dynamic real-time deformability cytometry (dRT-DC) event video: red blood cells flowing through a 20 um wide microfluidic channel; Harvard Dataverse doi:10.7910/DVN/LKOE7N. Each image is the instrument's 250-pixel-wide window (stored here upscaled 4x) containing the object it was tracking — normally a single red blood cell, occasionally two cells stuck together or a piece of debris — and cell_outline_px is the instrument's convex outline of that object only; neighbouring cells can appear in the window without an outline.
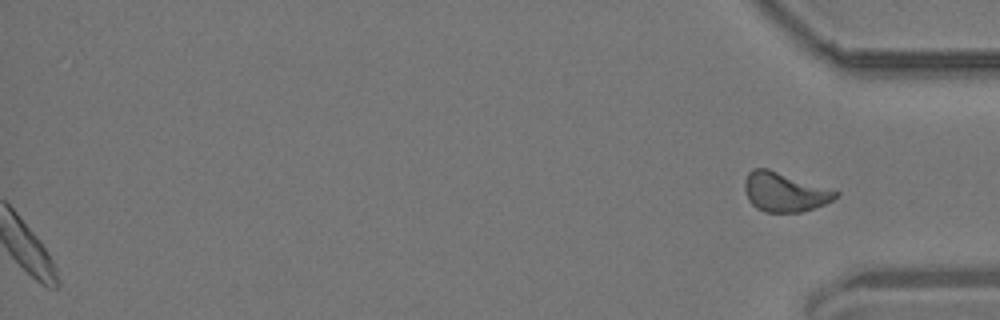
{"species": "common noctule bat (a hibernating species)", "species_latin": "Nyctalus noctula", "temperature_condition": "room temperature", "stored_images_in_passage": 54, "segment_of_instrument_passage": [2, 2], "camera_frame_rate_fps": 3000, "um_per_image_px": 0.085, "animal": {"sex": "male", "body_mass_g": 19.2, "forearm_length_mm": 51.8}, "frame": {"image": 1, "passage_image": 54, "time_ms": 17.667, "image_size_px": [1000, 320], "cell_outline_px": [[840, 196], [824, 204], [800, 212], [764, 212], [756, 208], [748, 200], [744, 188], [744, 180], [748, 172], [752, 168], [768, 168], [840, 192]], "centroid_in_image_um": [66.65, 16.31], "position_along_channel_um": 368.5, "area_um2": 20.81}}